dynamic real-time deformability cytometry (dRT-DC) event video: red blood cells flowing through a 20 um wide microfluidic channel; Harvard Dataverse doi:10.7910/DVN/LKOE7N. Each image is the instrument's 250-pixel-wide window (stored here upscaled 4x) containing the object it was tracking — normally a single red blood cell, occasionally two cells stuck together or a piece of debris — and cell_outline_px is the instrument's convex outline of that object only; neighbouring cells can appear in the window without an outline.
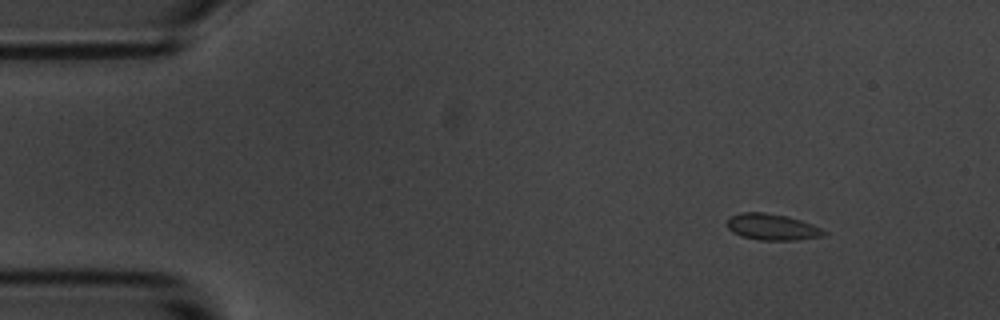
{"species": "common noctule bat (a hibernating species)", "species_latin": "Nyctalus noctula", "temperature_condition": "room temperature", "stored_images_in_passage": 4, "camera_frame_rate_fps": 3000, "um_per_image_px": 0.085, "animal": {"sex": "male", "body_mass_g": 20.1, "forearm_length_mm": 53.5}, "frame": {"image": 1, "passage_image": 2, "time_ms": 1.333, "image_size_px": [1000, 320], "cell_outline_px": [[828, 232], [824, 236], [796, 240], [760, 240], [740, 236], [732, 232], [728, 228], [728, 216], [740, 212], [764, 212], [784, 216], [800, 220], [812, 224]], "centroid_in_image_um": [65.61, 19.3], "position_along_channel_um": 19.4, "area_um2": 14.85}}
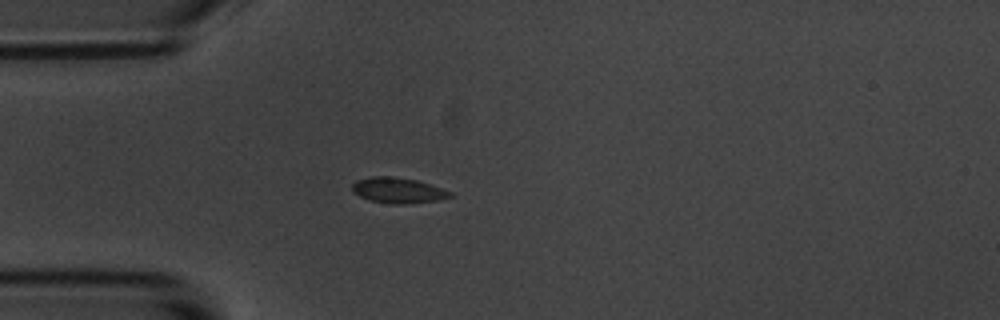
{"frame": {"image": 2, "passage_image": 4, "time_ms": 4.333, "image_size_px": [1000, 320], "cell_outline_px": [[452, 196], [436, 200], [408, 204], [392, 204], [368, 200], [352, 192], [352, 184], [356, 180], [372, 176], [388, 176], [416, 180], [452, 192]], "centroid_in_image_um": [33.77, 16.18], "position_along_channel_um": 51.2, "area_um2": 14.45}}